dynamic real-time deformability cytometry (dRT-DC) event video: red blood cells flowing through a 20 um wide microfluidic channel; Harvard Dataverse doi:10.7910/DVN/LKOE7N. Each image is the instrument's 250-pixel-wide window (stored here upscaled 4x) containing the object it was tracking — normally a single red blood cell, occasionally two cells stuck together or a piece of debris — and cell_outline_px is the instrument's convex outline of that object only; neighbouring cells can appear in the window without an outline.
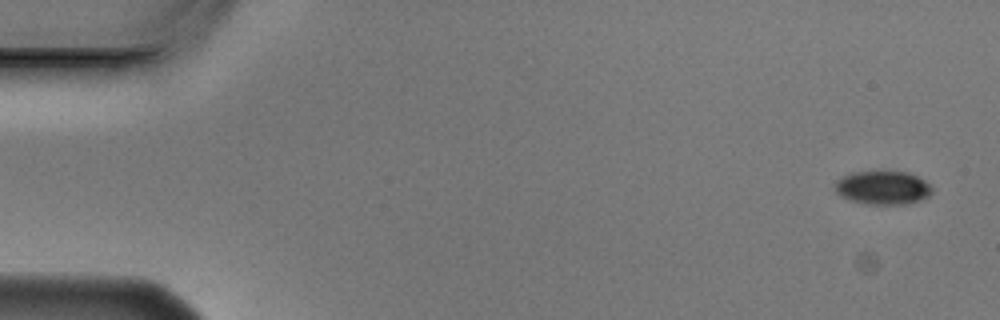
{"species": "Egyptian fruit bat (a non-hibernating species)", "species_latin": "Rousettus aegyptiacus", "temperature_condition": "cold", "stored_images_in_passage": 6, "segment_of_instrument_passage": [1, 2], "camera_frame_rate_fps": 3000, "um_per_image_px": 0.085, "animal": {"sex": "male"}, "frame": {"image": 1, "passage_image": 1, "time_ms": 0.0, "image_size_px": [1000, 320], "cell_outline_px": [[932, 192], [928, 196], [920, 200], [904, 204], [868, 204], [848, 200], [840, 196], [836, 192], [836, 180], [852, 172], [908, 172], [924, 180], [932, 188]], "centroid_in_image_um": [75.02, 15.96], "position_along_channel_um": 10.0, "area_um2": 18.79}}
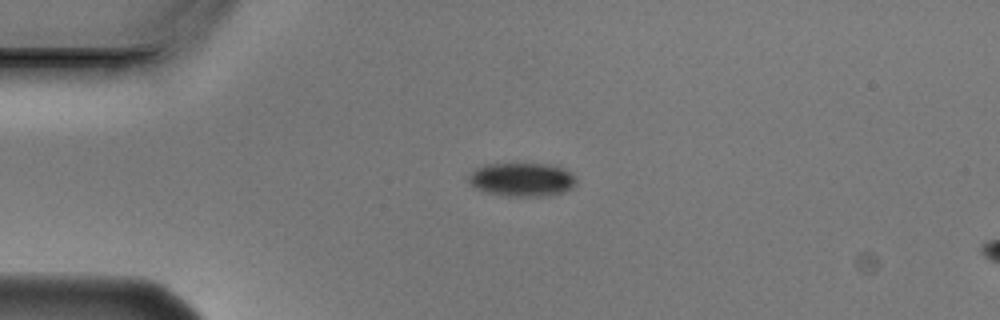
{"frame": {"image": 2, "passage_image": 4, "time_ms": 1.0, "image_size_px": [1000, 320], "cell_outline_px": [[576, 184], [572, 188], [564, 192], [552, 196], [508, 196], [488, 192], [476, 188], [468, 180], [468, 176], [476, 168], [484, 164], [560, 164], [572, 172], [576, 176]], "centroid_in_image_um": [44.46, 15.25], "position_along_channel_um": 40.5, "area_um2": 21.44}}